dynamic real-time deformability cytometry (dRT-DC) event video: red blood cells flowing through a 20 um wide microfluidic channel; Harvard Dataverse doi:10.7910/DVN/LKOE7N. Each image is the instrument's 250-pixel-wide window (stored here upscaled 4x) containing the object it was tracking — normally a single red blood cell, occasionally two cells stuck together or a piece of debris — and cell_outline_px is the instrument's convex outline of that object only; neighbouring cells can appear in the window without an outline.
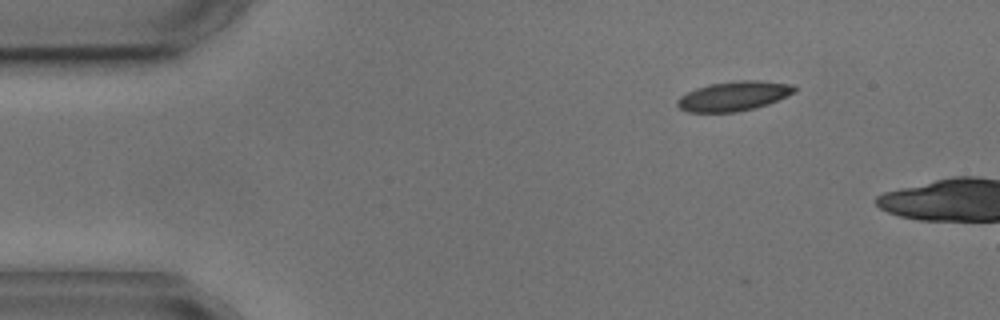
{"species": "common noctule bat (a hibernating species)", "species_latin": "Nyctalus noctula", "temperature_condition": "cold", "stored_images_in_passage": 2, "camera_frame_rate_fps": 3000, "um_per_image_px": 0.085, "animal": {"sex": "male", "body_mass_g": 17.9, "forearm_length_mm": 54.2}, "frame": {"image": 1, "passage_image": 2, "time_ms": 1.333, "image_size_px": [1000, 320], "cell_outline_px": [[796, 92], [788, 96], [768, 104], [756, 108], [736, 112], [688, 112], [680, 108], [676, 104], [676, 100], [680, 96], [696, 88], [708, 84], [736, 80], [760, 80], [792, 84], [796, 88]], "centroid_in_image_um": [62.38, 8.16], "position_along_channel_um": 22.6, "area_um2": 20.4}}